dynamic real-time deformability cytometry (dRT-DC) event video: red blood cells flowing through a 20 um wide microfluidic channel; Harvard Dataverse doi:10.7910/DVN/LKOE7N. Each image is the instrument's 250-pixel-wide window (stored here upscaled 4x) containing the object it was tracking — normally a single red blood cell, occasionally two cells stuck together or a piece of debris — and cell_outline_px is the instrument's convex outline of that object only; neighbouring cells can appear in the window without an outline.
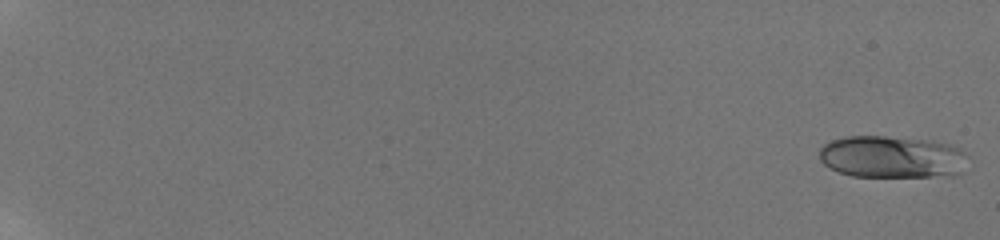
{"species": "human", "species_latin": "Homo sapiens", "temperature_condition": "room temperature", "stored_images_in_passage": 64, "camera_frame_rate_fps": 3000, "um_per_image_px": 0.085, "donor": {"sex": "male"}, "frame": {"image": 1, "passage_image": 1, "time_ms": 0.0, "image_size_px": [1000, 240], "cell_outline_px": [[968, 156], [964, 172], [956, 176], [852, 176], [840, 172], [824, 164], [820, 160], [820, 148], [824, 144], [832, 140], [844, 136], [884, 136], [932, 140], [952, 144], [960, 148]], "centroid_in_image_um": [75.89, 13.33], "position_along_channel_um": 9.1, "area_um2": 36.93}}
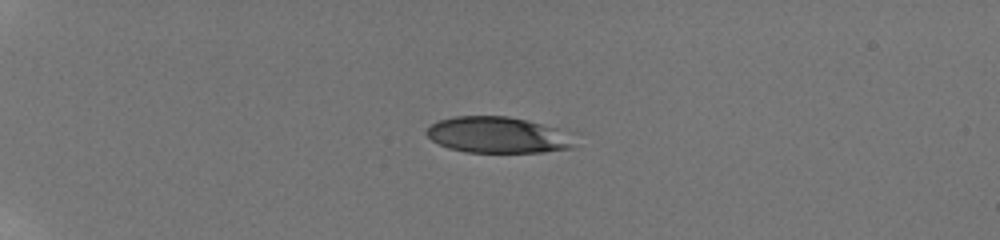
{"frame": {"image": 2, "passage_image": 38, "time_ms": 5.333, "image_size_px": [1000, 240], "cell_outline_px": [[584, 132], [572, 148], [544, 152], [464, 152], [448, 148], [432, 140], [424, 132], [432, 124], [440, 120], [452, 116], [508, 116], [528, 120]], "centroid_in_image_um": [42.55, 11.46], "position_along_channel_um": 42.4, "area_um2": 32.54}}
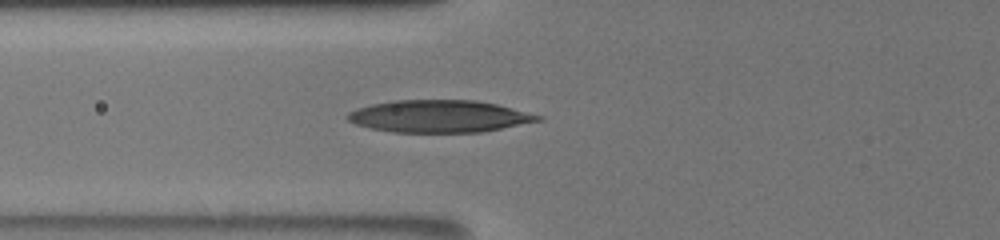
{"frame": {"image": 3, "passage_image": 60, "time_ms": 8.333, "image_size_px": [1000, 240], "cell_outline_px": [[544, 120], [480, 132], [392, 132], [372, 128], [356, 124], [348, 120], [344, 116], [348, 112], [356, 108], [372, 104], [392, 100], [476, 100], [496, 104], [544, 116]], "centroid_in_image_um": [37.32, 9.88], "position_along_channel_um": 88.5, "area_um2": 35.78}}